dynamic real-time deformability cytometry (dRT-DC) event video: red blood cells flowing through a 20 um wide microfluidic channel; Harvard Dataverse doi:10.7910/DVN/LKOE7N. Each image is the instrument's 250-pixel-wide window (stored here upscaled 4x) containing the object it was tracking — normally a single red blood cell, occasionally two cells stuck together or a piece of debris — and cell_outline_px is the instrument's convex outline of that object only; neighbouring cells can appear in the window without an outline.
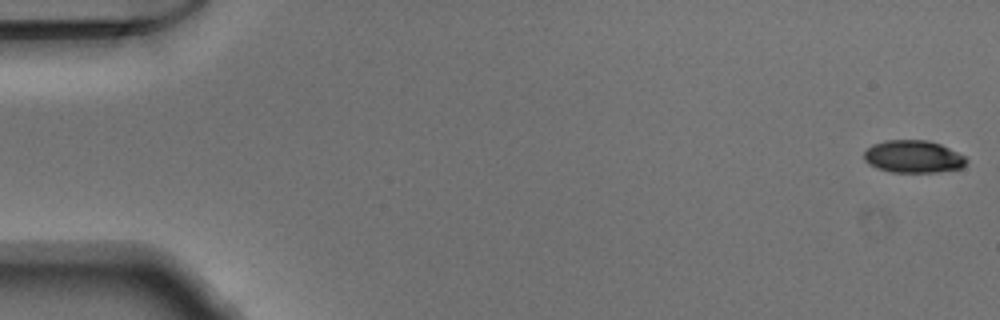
{"species": "Egyptian fruit bat (a non-hibernating species)", "species_latin": "Rousettus aegyptiacus", "temperature_condition": "warm", "stored_images_in_passage": 50, "camera_frame_rate_fps": 3000, "um_per_image_px": 0.085, "animal": {"sex": "male"}, "frame": {"image": 1, "passage_image": 1, "time_ms": 0.0, "image_size_px": [1000, 320], "cell_outline_px": [[968, 160], [960, 168], [936, 172], [892, 172], [868, 164], [864, 160], [864, 152], [872, 144], [884, 140], [928, 140], [940, 144], [964, 156]], "centroid_in_image_um": [77.6, 13.3], "position_along_channel_um": 7.4, "area_um2": 19.19}}
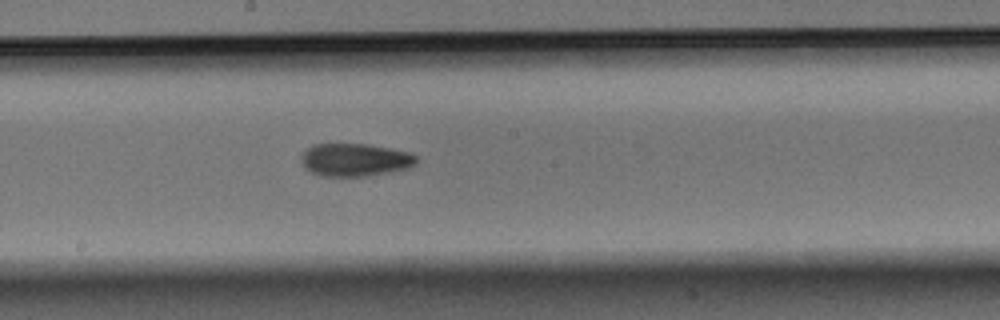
{"frame": {"image": 2, "passage_image": 28, "time_ms": 9.0, "image_size_px": [1000, 320], "cell_outline_px": [[416, 164], [408, 168], [388, 172], [364, 176], [320, 176], [304, 168], [300, 160], [300, 156], [312, 144], [368, 144], [408, 152], [416, 156]], "centroid_in_image_um": [30.13, 13.58], "position_along_channel_um": 218.1, "area_um2": 21.96}}
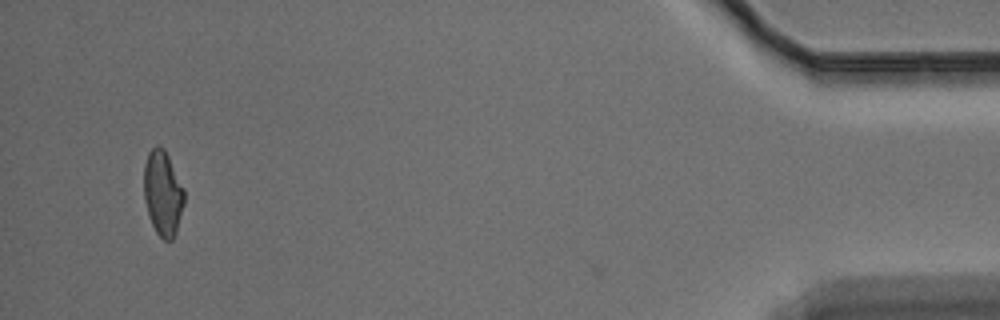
{"frame": {"image": 3, "passage_image": 49, "time_ms": 16.0, "image_size_px": [1000, 320], "cell_outline_px": [[184, 204], [176, 232], [172, 240], [164, 240], [156, 232], [148, 216], [144, 196], [144, 164], [148, 152], [156, 144], [160, 144], [164, 148], [184, 188]], "centroid_in_image_um": [13.83, 16.39], "position_along_channel_um": 421.4, "area_um2": 20.06}}